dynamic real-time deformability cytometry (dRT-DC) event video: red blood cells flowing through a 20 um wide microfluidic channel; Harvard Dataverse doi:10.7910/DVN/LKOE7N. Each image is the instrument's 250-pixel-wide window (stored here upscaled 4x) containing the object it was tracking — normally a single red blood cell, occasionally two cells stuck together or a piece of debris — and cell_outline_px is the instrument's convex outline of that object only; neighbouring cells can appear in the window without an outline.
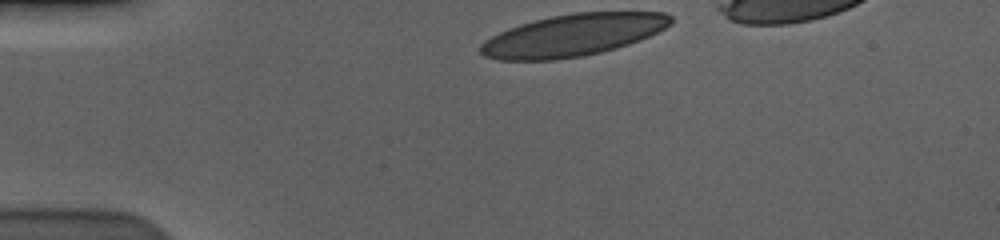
{"species": "human", "species_latin": "Homo sapiens", "temperature_condition": "cold", "stored_images_in_passage": 18, "camera_frame_rate_fps": 3000, "um_per_image_px": 0.085, "donor": {"sex": "male"}, "frame": {"image": 1, "passage_image": 1, "time_ms": 0.0, "image_size_px": [1000, 240], "cell_outline_px": [[672, 24], [648, 36], [628, 44], [616, 48], [584, 56], [556, 60], [500, 60], [484, 56], [480, 52], [480, 44], [484, 40], [508, 28], [520, 24], [552, 16], [572, 12], [664, 12], [672, 16]], "centroid_in_image_um": [48.68, 2.99], "position_along_channel_um": 36.3, "area_um2": 46.47}}
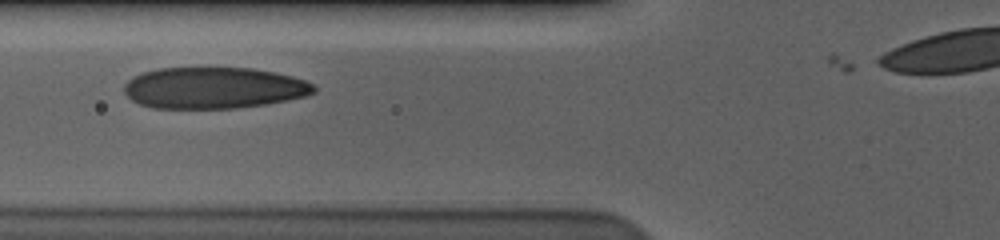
{"frame": {"image": 2, "passage_image": 11, "time_ms": 3.333, "image_size_px": [1000, 240], "cell_outline_px": [[316, 92], [308, 96], [288, 100], [264, 104], [236, 108], [152, 108], [140, 104], [132, 100], [124, 92], [124, 84], [132, 76], [156, 68], [252, 68], [276, 72], [292, 76], [304, 80], [312, 84], [316, 88]], "centroid_in_image_um": [18.17, 7.47], "position_along_channel_um": 107.6, "area_um2": 45.95}}